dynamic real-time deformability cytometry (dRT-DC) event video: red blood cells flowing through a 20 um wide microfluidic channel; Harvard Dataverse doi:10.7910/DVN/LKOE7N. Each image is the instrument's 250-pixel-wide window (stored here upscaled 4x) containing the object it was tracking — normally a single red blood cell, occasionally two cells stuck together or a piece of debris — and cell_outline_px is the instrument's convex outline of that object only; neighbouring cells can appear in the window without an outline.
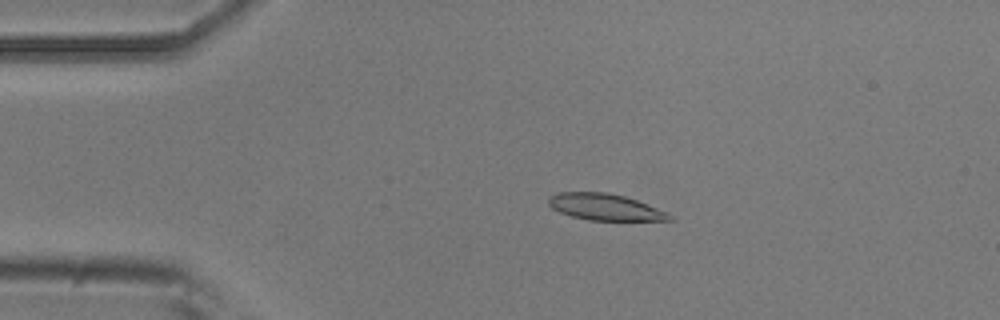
{"species": "common noctule bat (a hibernating species)", "species_latin": "Nyctalus noctula", "temperature_condition": "room temperature", "stored_images_in_passage": 51, "camera_frame_rate_fps": 3000, "um_per_image_px": 0.085, "animal": {"sex": "male", "body_mass_g": 20.5, "forearm_length_mm": 52.5}, "frame": {"image": 1, "passage_image": 10, "time_ms": 3.0, "image_size_px": [1000, 320], "cell_outline_px": [[676, 220], [588, 220], [572, 216], [560, 212], [552, 208], [548, 204], [548, 196], [560, 192], [608, 192], [624, 196], [636, 200], [668, 212]], "centroid_in_image_um": [51.42, 17.59], "position_along_channel_um": 33.6, "area_um2": 18.61}}
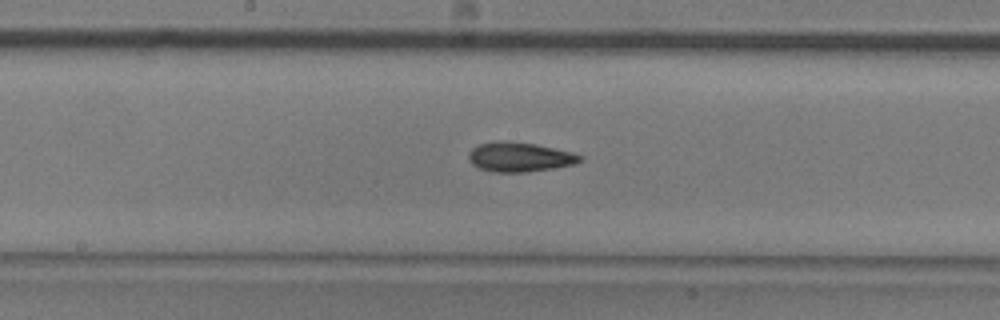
{"frame": {"image": 2, "passage_image": 26, "time_ms": 8.333, "image_size_px": [1000, 320], "cell_outline_px": [[584, 160], [572, 164], [552, 168], [524, 172], [492, 172], [476, 168], [468, 160], [468, 152], [472, 148], [480, 144], [500, 140], [536, 144], [572, 152], [584, 156]], "centroid_in_image_um": [44.13, 13.35], "position_along_channel_um": 204.1, "area_um2": 19.25}}
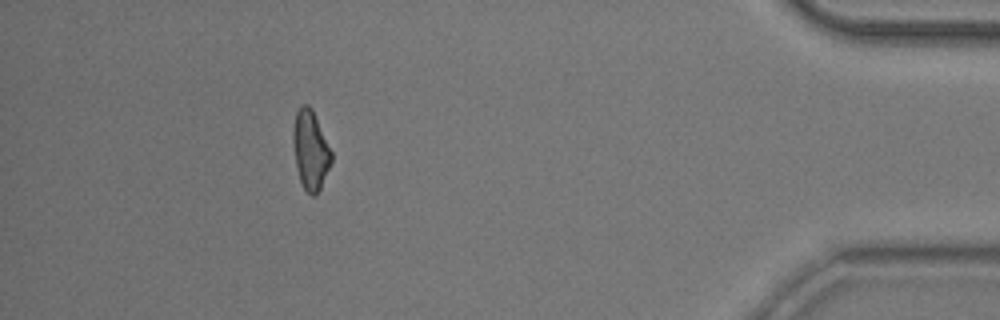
{"frame": {"image": 3, "passage_image": 46, "time_ms": 15.0, "image_size_px": [1000, 320], "cell_outline_px": [[332, 160], [320, 188], [316, 196], [312, 196], [304, 188], [300, 180], [296, 168], [292, 140], [292, 128], [296, 112], [300, 104], [308, 104], [312, 108], [332, 152]], "centroid_in_image_um": [26.37, 12.72], "position_along_channel_um": 408.8, "area_um2": 17.74}, "authors_computed_cell_mechanics": {"area_um2": 18.2648, "velocity_mm_per_s": 3.9079, "shape_relaxation_time_tau1_ms": 4.6293, "shape_relaxation_time_tau2_ms": 5.0365, "deformation_change_tau1": 0.1644, "deformation_change_tau2": 0.1341}}